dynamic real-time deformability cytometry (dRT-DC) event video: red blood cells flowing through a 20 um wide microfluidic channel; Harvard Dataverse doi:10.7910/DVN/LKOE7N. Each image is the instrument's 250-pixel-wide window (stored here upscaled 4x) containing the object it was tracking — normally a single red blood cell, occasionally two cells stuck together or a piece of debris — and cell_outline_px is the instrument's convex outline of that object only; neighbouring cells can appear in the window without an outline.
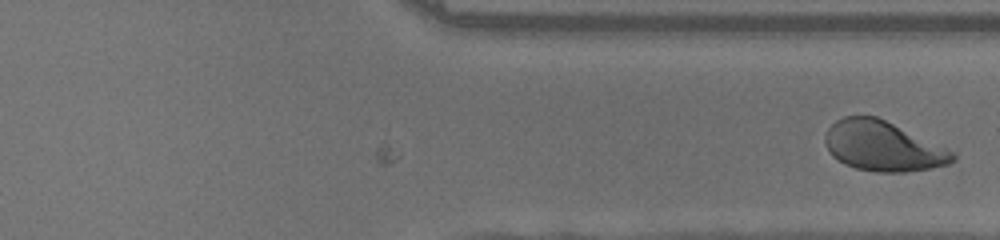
{"species": "human", "species_latin": "Homo sapiens", "temperature_condition": "room temperature", "stored_images_in_passage": 24, "camera_frame_rate_fps": 3000, "um_per_image_px": 0.085, "donor": {"sex": "female"}, "frame": {"image": 1, "passage_image": 24, "time_ms": 7.667, "image_size_px": [1000, 240], "cell_outline_px": [[956, 160], [948, 164], [932, 168], [904, 172], [876, 172], [856, 168], [844, 164], [832, 156], [824, 140], [824, 136], [828, 128], [836, 120], [844, 116], [876, 116], [948, 148], [956, 156]], "centroid_in_image_um": [75.05, 12.43], "position_along_channel_um": 336.4, "area_um2": 37.05}}